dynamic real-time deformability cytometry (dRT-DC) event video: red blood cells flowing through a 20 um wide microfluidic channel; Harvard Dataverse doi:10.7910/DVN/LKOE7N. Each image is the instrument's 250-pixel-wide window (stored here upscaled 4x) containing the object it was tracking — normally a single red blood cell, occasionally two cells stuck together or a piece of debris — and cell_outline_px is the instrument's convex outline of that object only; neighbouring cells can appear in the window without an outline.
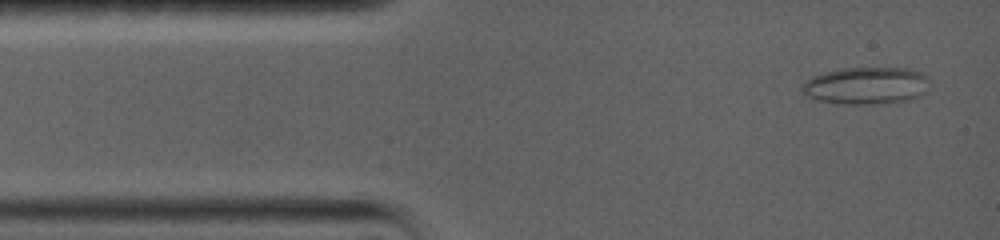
{"species": "common noctule bat (a hibernating species)", "species_latin": "Nyctalus noctula", "temperature_condition": "warm", "stored_images_in_passage": 41, "camera_frame_rate_fps": 5000, "um_per_image_px": 0.085, "animal": {"sex": "female", "body_mass_g": 19.0, "forearm_length_mm": 56.7}, "frame": {"image": 1, "passage_image": 2, "time_ms": 0.4, "image_size_px": [1000, 240], "cell_outline_px": [[928, 92], [920, 96], [908, 100], [884, 104], [844, 104], [816, 100], [800, 92], [800, 88], [804, 80], [812, 76], [824, 72], [840, 68], [912, 68], [924, 72], [928, 76]], "centroid_in_image_um": [73.64, 7.28], "position_along_channel_um": 11.4, "area_um2": 28.38}}
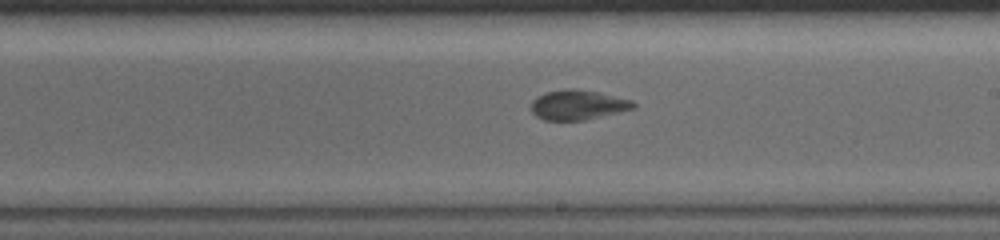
{"frame": {"image": 2, "passage_image": 20, "time_ms": 8.4, "image_size_px": [1000, 240], "cell_outline_px": [[636, 108], [584, 120], [544, 120], [536, 116], [532, 112], [532, 100], [536, 96], [544, 92], [564, 88], [572, 88], [600, 92], [632, 100], [636, 104]], "centroid_in_image_um": [49.11, 8.9], "position_along_channel_um": 239.9, "area_um2": 17.92}}
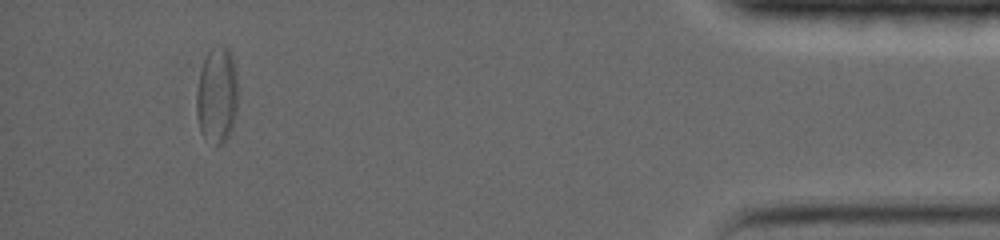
{"frame": {"image": 3, "passage_image": 36, "time_ms": 15.4, "image_size_px": [1000, 240], "cell_outline_px": [[236, 108], [232, 128], [224, 144], [216, 148], [204, 140], [200, 132], [196, 112], [196, 92], [200, 72], [204, 60], [208, 52], [212, 48], [228, 48], [232, 52], [236, 72]], "centroid_in_image_um": [18.42, 8.19], "position_along_channel_um": 416.8, "area_um2": 23.52}, "authors_computed_cell_mechanics": {"area_um2": 20.5768, "velocity_mm_per_s": 3.6028, "shape_relaxation_time_tau1_ms": null, "shape_relaxation_time_tau2_ms": 1.5333, "deformation_change_tau1": null, "deformation_change_tau2": 0.0665}}